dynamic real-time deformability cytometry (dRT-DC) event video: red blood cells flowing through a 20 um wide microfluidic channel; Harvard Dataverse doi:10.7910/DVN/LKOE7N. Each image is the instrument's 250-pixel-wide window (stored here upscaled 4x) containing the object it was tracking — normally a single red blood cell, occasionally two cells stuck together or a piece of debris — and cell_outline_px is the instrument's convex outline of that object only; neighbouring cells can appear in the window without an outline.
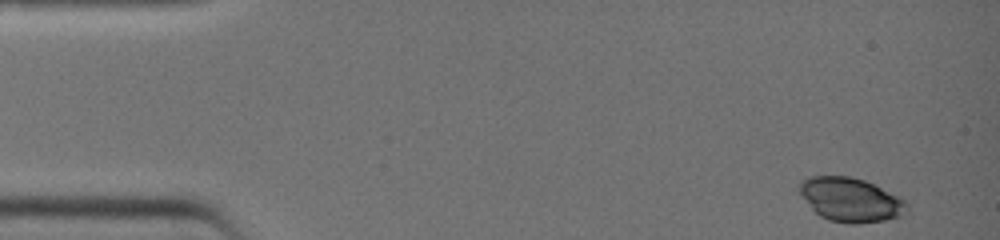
{"species": "common noctule bat (a hibernating species)", "species_latin": "Nyctalus noctula", "temperature_condition": "warm", "stored_images_in_passage": 16, "camera_frame_rate_fps": 3000, "um_per_image_px": 0.085, "animal": {"sex": "female", "body_mass_g": 19.0, "forearm_length_mm": 51.5}, "frame": {"image": 1, "passage_image": 1, "time_ms": 0.0, "image_size_px": [1000, 240], "cell_outline_px": [[908, 212], [904, 216], [884, 220], [856, 224], [848, 224], [828, 220], [820, 216], [812, 208], [796, 188], [800, 180], [808, 176], [848, 176], [864, 180], [900, 196], [908, 204]], "centroid_in_image_um": [72.31, 16.98], "position_along_channel_um": 12.7, "area_um2": 27.86}}
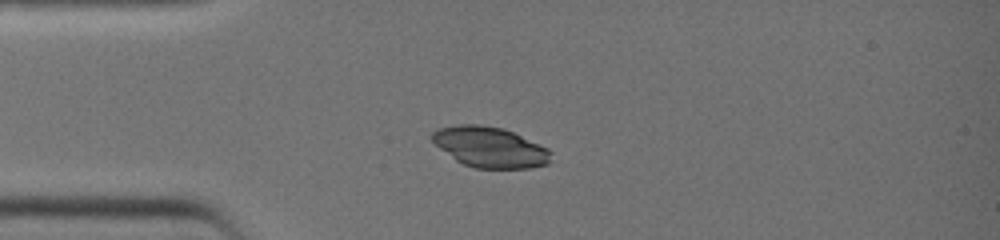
{"frame": {"image": 2, "passage_image": 9, "time_ms": 2.667, "image_size_px": [1000, 240], "cell_outline_px": [[552, 152], [548, 164], [528, 168], [476, 168], [464, 164], [456, 160], [440, 148], [428, 136], [432, 132], [440, 128], [456, 124], [480, 124], [504, 128], [548, 148]], "centroid_in_image_um": [41.63, 12.49], "position_along_channel_um": 43.4, "area_um2": 28.03}}
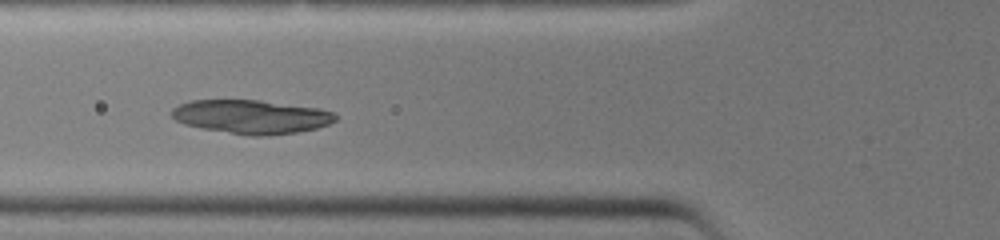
{"frame": {"image": 3, "passage_image": 14, "time_ms": 4.333, "image_size_px": [1000, 240], "cell_outline_px": [[336, 120], [328, 124], [316, 128], [296, 132], [264, 136], [248, 136], [200, 128], [184, 124], [176, 120], [172, 116], [172, 108], [188, 100], [260, 100], [316, 108], [332, 112], [336, 116]], "centroid_in_image_um": [21.31, 9.93], "position_along_channel_um": 104.5, "area_um2": 32.14}}